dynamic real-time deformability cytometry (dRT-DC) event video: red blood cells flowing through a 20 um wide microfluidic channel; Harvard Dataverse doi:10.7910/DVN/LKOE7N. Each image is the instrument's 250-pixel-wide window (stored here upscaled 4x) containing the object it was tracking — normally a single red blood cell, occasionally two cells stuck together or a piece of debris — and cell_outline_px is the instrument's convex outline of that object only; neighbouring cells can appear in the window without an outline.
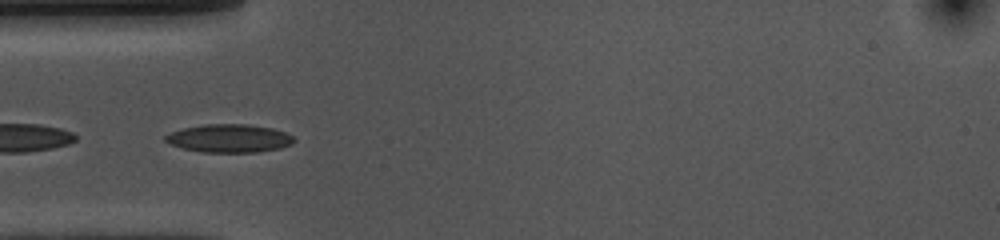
{"species": "common noctule bat (a hibernating species)", "species_latin": "Nyctalus noctula", "temperature_condition": "cold", "stored_images_in_passage": 52, "camera_frame_rate_fps": 3000, "um_per_image_px": 0.085, "animal": {"sex": "female", "body_mass_g": 10.0, "forearm_length_mm": 53.1}, "frame": {"image": 1, "passage_image": 14, "time_ms": 4.333, "image_size_px": [1000, 240], "cell_outline_px": [[296, 140], [292, 144], [280, 148], [256, 152], [200, 152], [184, 148], [172, 144], [164, 140], [164, 136], [172, 132], [184, 128], [204, 124], [248, 124], [272, 128], [284, 132], [292, 136]], "centroid_in_image_um": [19.5, 11.75], "position_along_channel_um": 65.5, "area_um2": 20.98}}
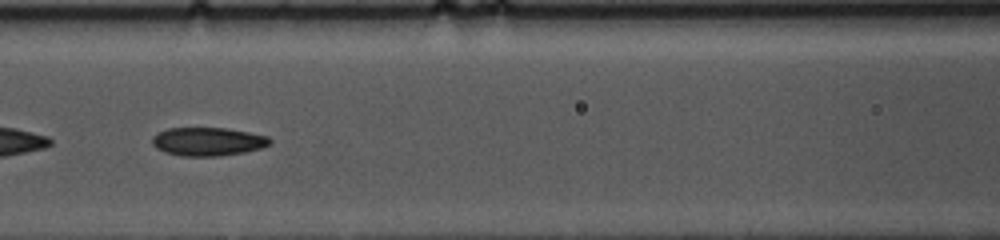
{"frame": {"image": 2, "passage_image": 21, "time_ms": 6.667, "image_size_px": [1000, 240], "cell_outline_px": [[272, 140], [268, 144], [260, 148], [244, 152], [216, 156], [180, 156], [164, 152], [156, 148], [152, 144], [152, 136], [156, 132], [168, 128], [228, 128], [268, 136]], "centroid_in_image_um": [17.61, 12.03], "position_along_channel_um": 149.0, "area_um2": 19.54}}
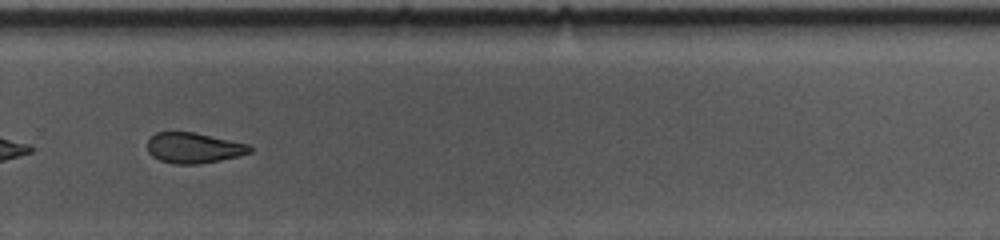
{"frame": {"image": 3, "passage_image": 35, "time_ms": 11.333, "image_size_px": [1000, 240], "cell_outline_px": [[252, 152], [240, 156], [220, 160], [196, 164], [176, 164], [160, 160], [152, 156], [148, 152], [148, 140], [156, 132], [196, 132], [248, 144], [252, 148]], "centroid_in_image_um": [16.48, 12.57], "position_along_channel_um": 313.3, "area_um2": 18.21}, "authors_computed_cell_mechanics": {"area_um2": 20.0855, "velocity_mm_per_s": 3.5358, "shape_relaxation_time_tau1_ms": 6.2477, "shape_relaxation_time_tau2_ms": 4.9336, "deformation_change_tau1": 0.1168, "deformation_change_tau2": 0.1107}}